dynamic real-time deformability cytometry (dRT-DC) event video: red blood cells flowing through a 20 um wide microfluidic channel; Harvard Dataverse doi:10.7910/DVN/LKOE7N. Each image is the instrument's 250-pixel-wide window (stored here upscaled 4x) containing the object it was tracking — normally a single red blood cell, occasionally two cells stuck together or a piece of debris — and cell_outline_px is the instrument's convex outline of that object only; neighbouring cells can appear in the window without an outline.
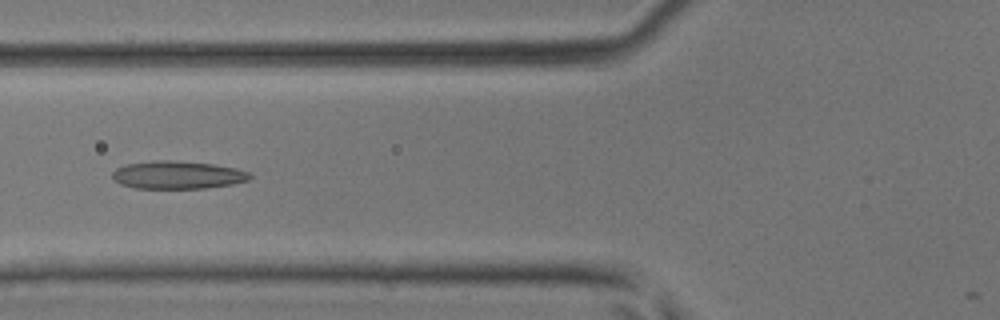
{"species": "common noctule bat (a hibernating species)", "species_latin": "Nyctalus noctula", "temperature_condition": "room temperature", "stored_images_in_passage": 45, "camera_frame_rate_fps": 3000, "um_per_image_px": 0.085, "animal": {"sex": "male", "body_mass_g": 17.9, "forearm_length_mm": 54.2}, "frame": {"image": 1, "passage_image": 18, "time_ms": 5.667, "image_size_px": [1000, 320], "cell_outline_px": [[252, 176], [248, 180], [232, 184], [204, 188], [136, 188], [120, 184], [112, 176], [112, 172], [116, 168], [124, 164], [156, 160], [172, 160], [212, 164], [236, 168], [248, 172]], "centroid_in_image_um": [15.07, 14.86], "position_along_channel_um": 110.7, "area_um2": 22.25}}
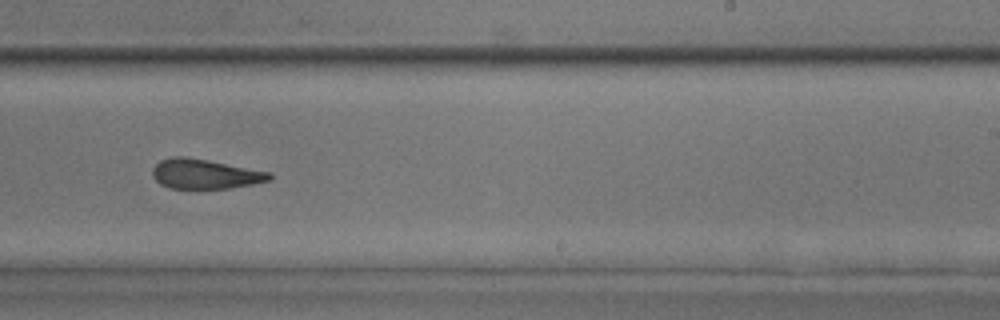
{"frame": {"image": 2, "passage_image": 29, "time_ms": 9.333, "image_size_px": [1000, 320], "cell_outline_px": [[272, 180], [252, 184], [228, 188], [168, 188], [160, 184], [152, 176], [152, 168], [160, 160], [172, 156], [184, 156], [208, 160], [272, 172]], "centroid_in_image_um": [17.42, 14.78], "position_along_channel_um": 271.6, "area_um2": 20.35}}
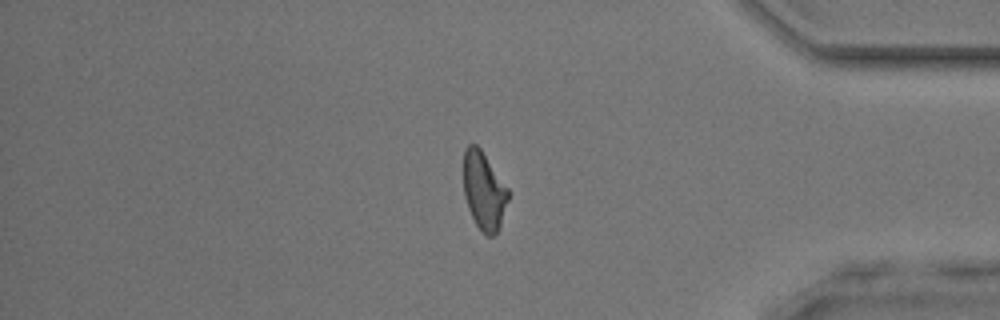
{"frame": {"image": 3, "passage_image": 39, "time_ms": 12.667, "image_size_px": [1000, 320], "cell_outline_px": [[508, 200], [500, 224], [496, 232], [492, 236], [488, 236], [480, 232], [468, 208], [464, 196], [464, 148], [468, 144], [476, 144], [480, 148], [508, 188]], "centroid_in_image_um": [41.11, 16.21], "position_along_channel_um": 394.1, "area_um2": 20.11}}